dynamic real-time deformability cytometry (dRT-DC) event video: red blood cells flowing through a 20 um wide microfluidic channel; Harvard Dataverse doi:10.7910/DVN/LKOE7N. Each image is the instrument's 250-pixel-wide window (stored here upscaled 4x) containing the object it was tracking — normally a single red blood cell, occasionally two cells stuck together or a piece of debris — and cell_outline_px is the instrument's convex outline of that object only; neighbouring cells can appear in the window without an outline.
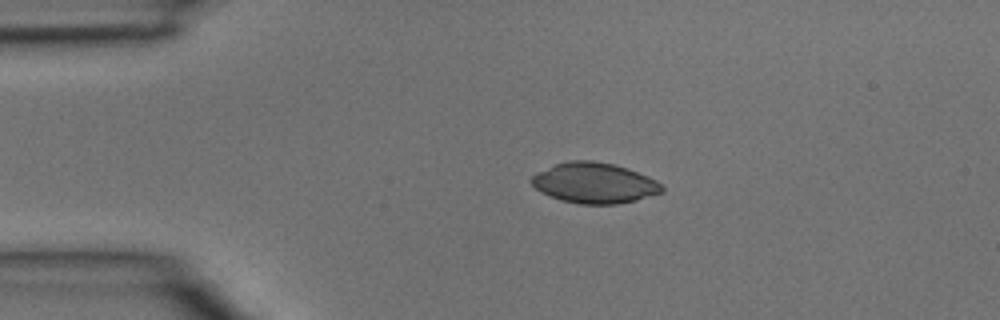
{"species": "common noctule bat (a hibernating species)", "species_latin": "Nyctalus noctula", "temperature_condition": "room temperature", "stored_images_in_passage": 2, "camera_frame_rate_fps": 3000, "um_per_image_px": 0.085, "animal": {"sex": "male", "body_mass_g": 15.6}, "frame": {"image": 1, "passage_image": 1, "time_ms": 0.0, "image_size_px": [1000, 320], "cell_outline_px": [[664, 192], [636, 200], [616, 204], [580, 204], [560, 200], [540, 192], [528, 180], [536, 172], [556, 164], [568, 160], [592, 160], [612, 164], [628, 168], [648, 176], [656, 180], [664, 188]], "centroid_in_image_um": [50.51, 15.55], "position_along_channel_um": 34.5, "area_um2": 30.92}}